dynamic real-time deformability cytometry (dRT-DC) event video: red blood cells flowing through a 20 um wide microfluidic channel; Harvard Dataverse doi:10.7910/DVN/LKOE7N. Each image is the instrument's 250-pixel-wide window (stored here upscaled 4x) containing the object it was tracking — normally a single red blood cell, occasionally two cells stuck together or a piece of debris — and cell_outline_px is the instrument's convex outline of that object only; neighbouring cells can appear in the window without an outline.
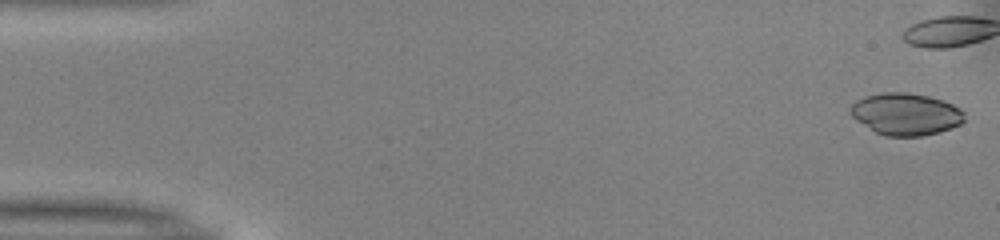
{"species": "common noctule bat (a hibernating species)", "species_latin": "Nyctalus noctula", "temperature_condition": "warm", "stored_images_in_passage": 38, "camera_frame_rate_fps": 3000, "um_per_image_px": 0.085, "animal": {"sex": "male", "body_mass_g": 13.0, "forearm_length_mm": 53.1}, "frame": {"image": 1, "passage_image": 1, "time_ms": 0.0, "image_size_px": [1000, 240], "cell_outline_px": [[964, 120], [960, 124], [952, 128], [940, 132], [924, 136], [884, 136], [876, 132], [856, 120], [848, 112], [848, 108], [856, 100], [864, 96], [884, 92], [908, 92], [928, 96], [944, 100], [960, 108], [964, 112]], "centroid_in_image_um": [76.98, 9.69], "position_along_channel_um": 8.0, "area_um2": 28.21}}